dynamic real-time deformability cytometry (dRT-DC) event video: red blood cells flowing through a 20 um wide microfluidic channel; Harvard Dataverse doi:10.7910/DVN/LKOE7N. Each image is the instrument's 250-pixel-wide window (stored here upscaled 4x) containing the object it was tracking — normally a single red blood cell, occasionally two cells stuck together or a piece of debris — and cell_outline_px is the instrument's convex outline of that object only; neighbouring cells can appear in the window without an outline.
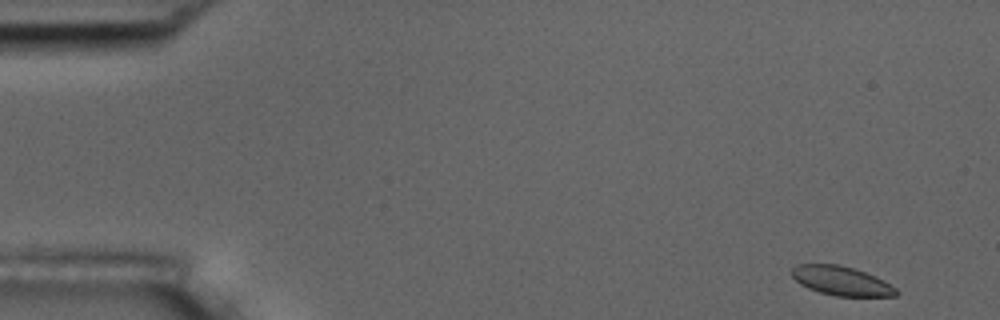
{"species": "common noctule bat (a hibernating species)", "species_latin": "Nyctalus noctula", "temperature_condition": "room temperature", "stored_images_in_passage": 54, "camera_frame_rate_fps": 3000, "um_per_image_px": 0.085, "animal": {"sex": "male", "body_mass_g": 17.5, "forearm_length_mm": 52.3}, "frame": {"image": 1, "passage_image": 1, "time_ms": 0.0, "image_size_px": [1000, 320], "cell_outline_px": [[900, 292], [896, 296], [836, 296], [820, 292], [808, 288], [800, 284], [792, 276], [792, 268], [796, 264], [840, 264], [876, 276], [884, 280], [896, 288]], "centroid_in_image_um": [71.53, 23.87], "position_along_channel_um": 13.5, "area_um2": 17.74}}
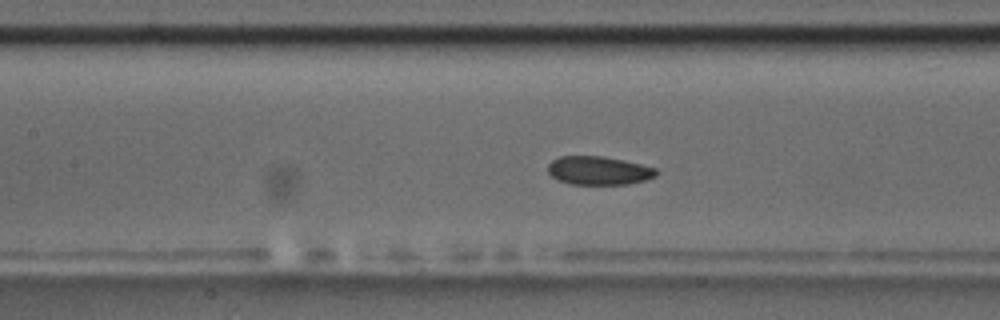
{"frame": {"image": 2, "passage_image": 23, "time_ms": 7.333, "image_size_px": [1000, 320], "cell_outline_px": [[660, 172], [656, 176], [648, 180], [628, 184], [572, 184], [560, 180], [552, 176], [548, 172], [548, 164], [552, 160], [560, 156], [604, 156], [624, 160], [656, 168]], "centroid_in_image_um": [50.94, 14.49], "position_along_channel_um": 156.5, "area_um2": 18.09}}
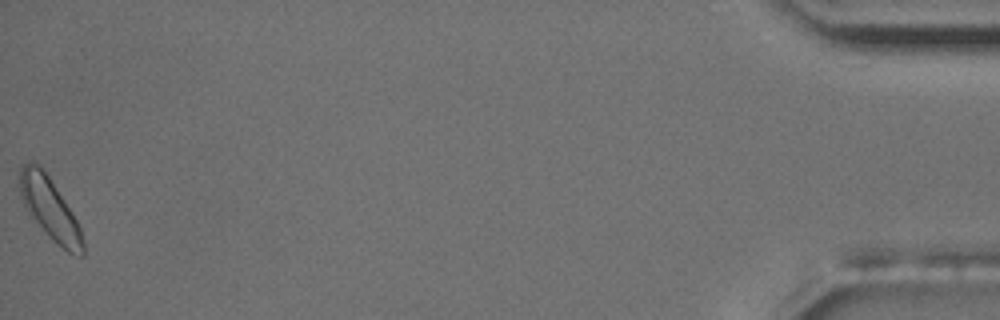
{"frame": {"image": 3, "passage_image": 54, "time_ms": 17.667, "image_size_px": [1000, 320], "cell_outline_px": [[84, 256], [80, 256], [68, 252], [52, 240], [48, 236], [28, 212], [20, 196], [20, 168], [28, 160], [32, 160], [48, 176], [72, 212], [80, 228], [84, 240]], "centroid_in_image_um": [4.24, 17.76], "position_along_channel_um": 431.0, "area_um2": 22.25}, "authors_computed_cell_mechanics": {"area_um2": 18.6694, "velocity_mm_per_s": 3.5842, "shape_relaxation_time_tau1_ms": 4.088, "shape_relaxation_time_tau2_ms": 5.5774, "deformation_change_tau1": 0.0626, "deformation_change_tau2": 0.0829}}